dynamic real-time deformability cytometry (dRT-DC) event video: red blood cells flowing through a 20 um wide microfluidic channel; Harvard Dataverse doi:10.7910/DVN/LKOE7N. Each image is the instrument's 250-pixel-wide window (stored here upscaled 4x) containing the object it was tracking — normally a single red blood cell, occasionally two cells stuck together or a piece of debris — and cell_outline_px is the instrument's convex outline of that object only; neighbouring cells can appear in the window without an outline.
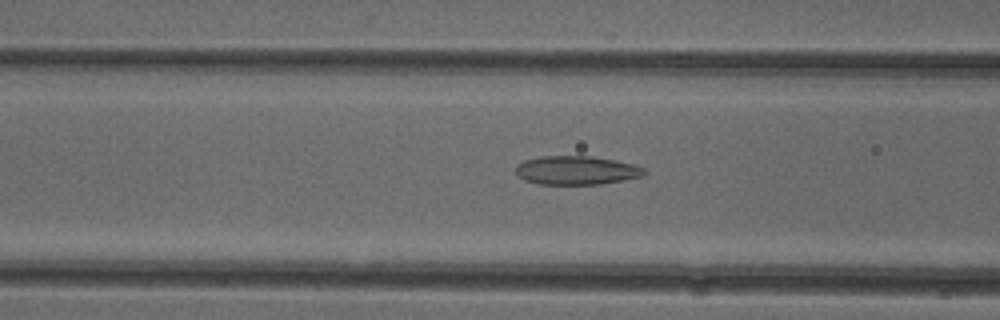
{"species": "common noctule bat (a hibernating species)", "species_latin": "Nyctalus noctula", "temperature_condition": "cold", "stored_images_in_passage": 51, "camera_frame_rate_fps": 3000, "um_per_image_px": 0.085, "animal": {"sex": "female"}, "frame": {"image": 1, "passage_image": 20, "time_ms": 6.333, "image_size_px": [1000, 320], "cell_outline_px": [[648, 172], [644, 176], [600, 184], [540, 184], [524, 180], [516, 172], [516, 164], [524, 160], [540, 156], [592, 156], [632, 164], [644, 168]], "centroid_in_image_um": [48.99, 14.47], "position_along_channel_um": 117.6, "area_um2": 21.44}}
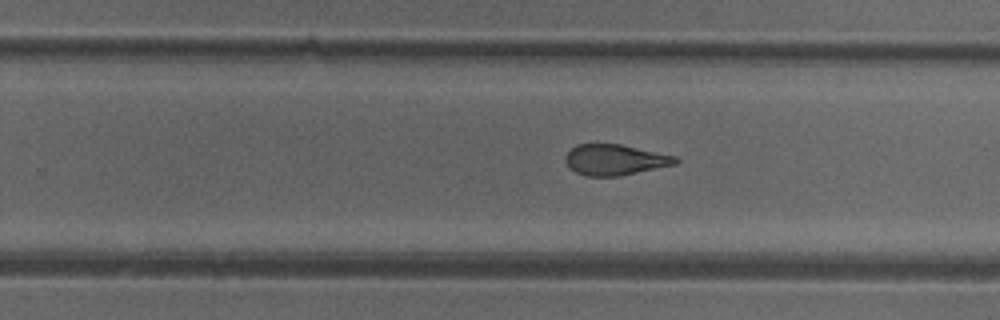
{"frame": {"image": 2, "passage_image": 32, "time_ms": 10.333, "image_size_px": [1000, 320], "cell_outline_px": [[680, 160], [676, 164], [620, 176], [588, 176], [576, 172], [568, 168], [564, 160], [564, 156], [576, 144], [620, 144], [676, 156]], "centroid_in_image_um": [52.25, 13.58], "position_along_channel_um": 277.6, "area_um2": 19.77}}
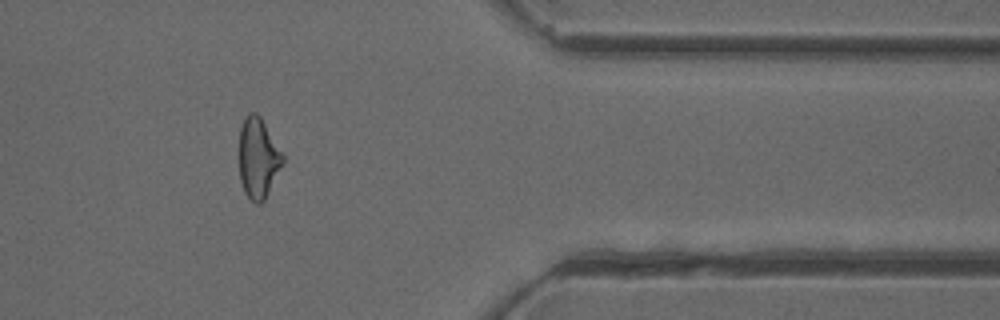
{"frame": {"image": 3, "passage_image": 42, "time_ms": 13.667, "image_size_px": [1000, 320], "cell_outline_px": [[284, 160], [264, 200], [260, 204], [256, 204], [244, 192], [240, 180], [240, 128], [244, 116], [248, 112], [256, 112], [260, 116], [284, 152]], "centroid_in_image_um": [21.95, 13.39], "position_along_channel_um": 389.5, "area_um2": 20.46}, "authors_computed_cell_mechanics": {"area_um2": 21.4438, "velocity_mm_per_s": 3.9936, "shape_relaxation_time_tau1_ms": 8.4896, "shape_relaxation_time_tau2_ms": 2.061, "deformation_change_tau1": 0.2044, "deformation_change_tau2": 0.1083}}